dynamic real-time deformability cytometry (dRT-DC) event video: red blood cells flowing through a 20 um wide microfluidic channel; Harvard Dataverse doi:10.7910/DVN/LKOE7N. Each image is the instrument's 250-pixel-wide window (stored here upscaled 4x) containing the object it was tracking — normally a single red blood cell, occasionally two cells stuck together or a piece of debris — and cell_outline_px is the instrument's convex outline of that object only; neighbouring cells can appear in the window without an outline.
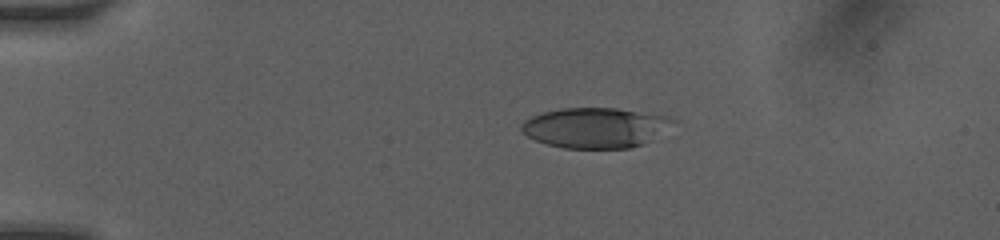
{"species": "human", "species_latin": "Homo sapiens", "temperature_condition": "room temperature", "stored_images_in_passage": 61, "camera_frame_rate_fps": 3000, "um_per_image_px": 0.085, "donor": {"sex": "female"}, "frame": {"image": 1, "passage_image": 1, "time_ms": 0.0, "image_size_px": [1000, 240], "cell_outline_px": [[676, 120], [644, 144], [628, 148], [564, 148], [548, 144], [536, 140], [528, 136], [520, 128], [520, 124], [524, 120], [532, 116], [544, 112], [560, 108], [616, 108], [668, 116]], "centroid_in_image_um": [50.55, 10.85], "position_along_channel_um": 34.4, "area_um2": 35.08}}
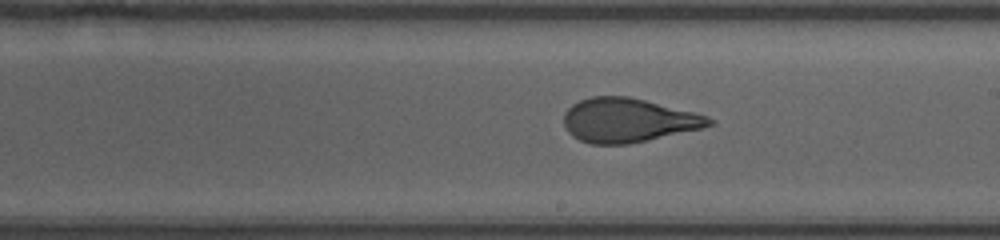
{"frame": {"image": 2, "passage_image": 32, "time_ms": 6.333, "image_size_px": [1000, 240], "cell_outline_px": [[716, 124], [700, 128], [648, 140], [628, 144], [588, 144], [572, 136], [568, 132], [564, 124], [564, 112], [572, 104], [580, 100], [592, 96], [628, 96], [696, 112], [708, 116], [716, 120]], "centroid_in_image_um": [53.39, 10.22], "position_along_channel_um": 235.6, "area_um2": 37.4}}
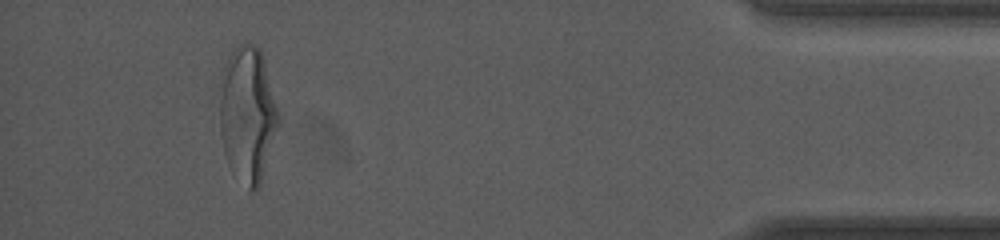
{"frame": {"image": 3, "passage_image": 61, "time_ms": 12.0, "image_size_px": [1000, 240], "cell_outline_px": [[280, 120], [260, 184], [252, 192], [248, 192], [224, 152], [220, 128], [220, 100], [224, 68], [232, 52], [244, 40], [260, 48], [264, 60], [280, 112]], "centroid_in_image_um": [21.08, 9.68], "position_along_channel_um": 414.1, "area_um2": 45.78}, "authors_computed_cell_mechanics": {"area_um2": 37.9746, "velocity_mm_per_s": 4.1165, "shape_relaxation_time_tau1_ms": 5.7194, "shape_relaxation_time_tau2_ms": 1.044, "deformation_change_tau1": 0.2209, "deformation_change_tau2": 0.0905}}